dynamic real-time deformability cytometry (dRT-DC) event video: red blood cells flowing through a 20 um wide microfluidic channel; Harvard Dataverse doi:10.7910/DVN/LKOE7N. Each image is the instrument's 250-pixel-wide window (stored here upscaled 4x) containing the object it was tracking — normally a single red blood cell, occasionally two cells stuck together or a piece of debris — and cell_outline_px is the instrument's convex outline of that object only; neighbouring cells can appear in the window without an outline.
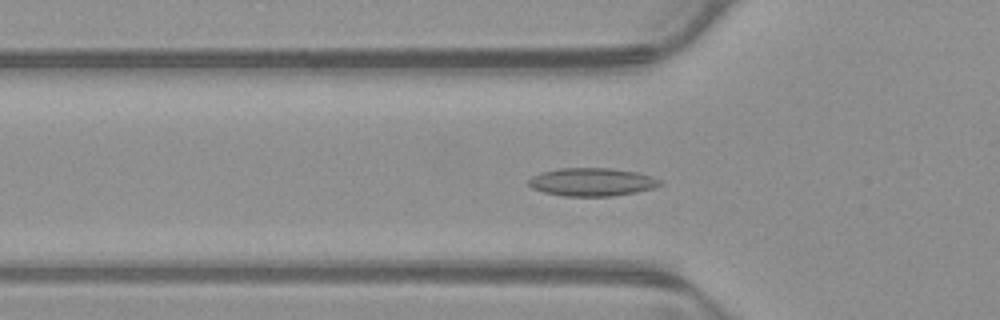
{"species": "common noctule bat (a hibernating species)", "species_latin": "Nyctalus noctula", "temperature_condition": "warm", "stored_images_in_passage": 52, "camera_frame_rate_fps": 3000, "um_per_image_px": 0.085, "animal": {"sex": "male", "body_mass_g": 23.1, "forearm_length_mm": 52.7}, "frame": {"image": 1, "passage_image": 16, "time_ms": 5.0, "image_size_px": [1000, 320], "cell_outline_px": [[664, 184], [652, 188], [636, 192], [612, 196], [564, 196], [544, 192], [532, 188], [528, 184], [528, 180], [532, 176], [540, 172], [560, 168], [612, 168], [636, 172], [652, 176], [660, 180]], "centroid_in_image_um": [50.31, 15.46], "position_along_channel_um": 75.5, "area_um2": 21.56}}
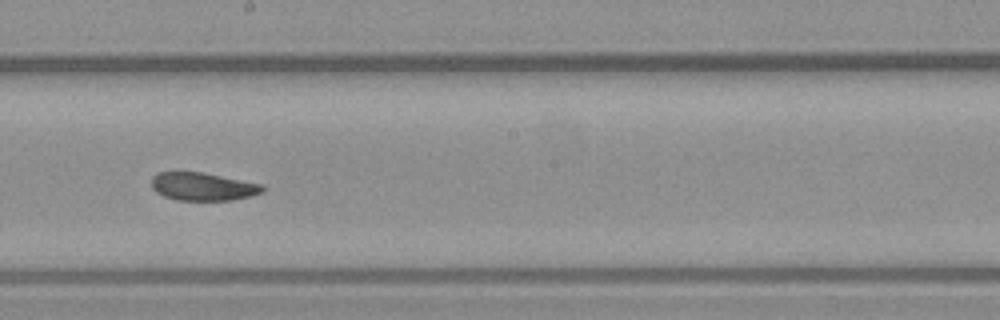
{"frame": {"image": 2, "passage_image": 28, "time_ms": 9.0, "image_size_px": [1000, 320], "cell_outline_px": [[264, 192], [252, 196], [232, 200], [176, 200], [164, 196], [156, 192], [152, 188], [152, 176], [160, 172], [204, 172], [264, 184]], "centroid_in_image_um": [17.28, 15.85], "position_along_channel_um": 230.9, "area_um2": 18.32}}
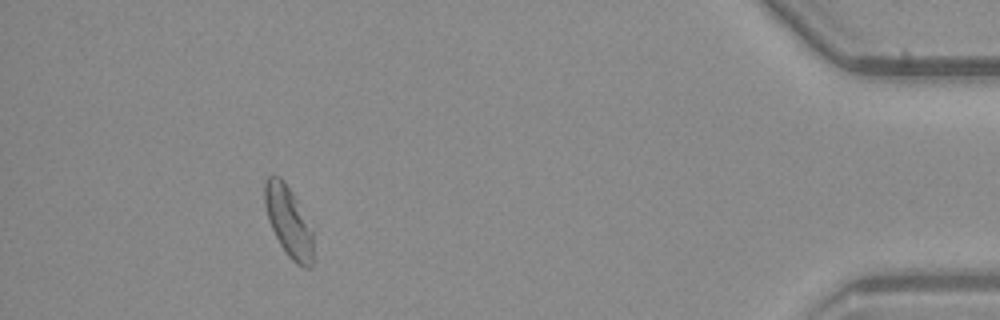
{"frame": {"image": 3, "passage_image": 47, "time_ms": 15.333, "image_size_px": [1000, 320], "cell_outline_px": [[312, 268], [304, 268], [296, 264], [288, 256], [280, 244], [268, 220], [264, 204], [264, 180], [268, 176], [280, 176], [284, 180], [292, 192], [312, 232]], "centroid_in_image_um": [24.49, 18.82], "position_along_channel_um": 410.7, "area_um2": 19.65}, "authors_computed_cell_mechanics": {"area_um2": 19.8254, "velocity_mm_per_s": 3.8633, "shape_relaxation_time_tau1_ms": null, "shape_relaxation_time_tau2_ms": 5.9358, "deformation_change_tau1": null, "deformation_change_tau2": 0.1095}}